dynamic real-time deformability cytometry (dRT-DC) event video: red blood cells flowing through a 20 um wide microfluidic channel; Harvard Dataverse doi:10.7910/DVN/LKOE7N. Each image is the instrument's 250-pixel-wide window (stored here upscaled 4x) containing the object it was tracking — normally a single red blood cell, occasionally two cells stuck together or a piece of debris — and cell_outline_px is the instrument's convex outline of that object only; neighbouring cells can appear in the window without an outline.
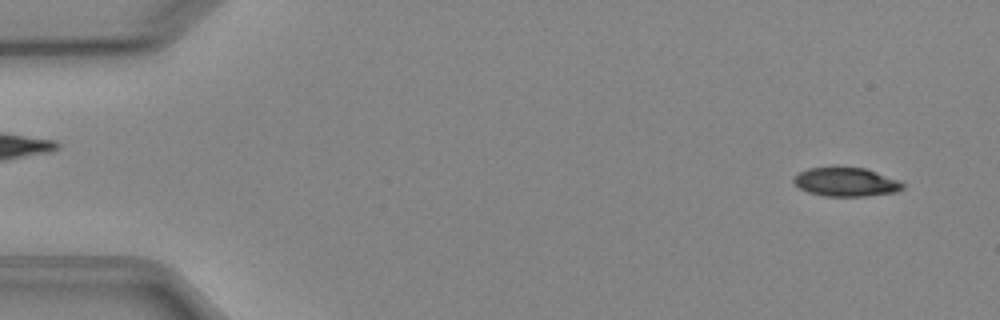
{"species": "Egyptian fruit bat (a non-hibernating species)", "species_latin": "Rousettus aegyptiacus", "temperature_condition": "cold", "stored_images_in_passage": 5, "camera_frame_rate_fps": 3000, "um_per_image_px": 0.085, "animal": {"sex": "female"}, "frame": {"image": 1, "passage_image": 1, "time_ms": 0.0, "image_size_px": [1000, 320], "cell_outline_px": [[904, 188], [896, 192], [864, 196], [828, 196], [808, 192], [800, 188], [792, 180], [800, 172], [808, 168], [864, 168], [900, 180], [904, 184]], "centroid_in_image_um": [71.94, 15.48], "position_along_channel_um": 13.1, "area_um2": 17.98}}
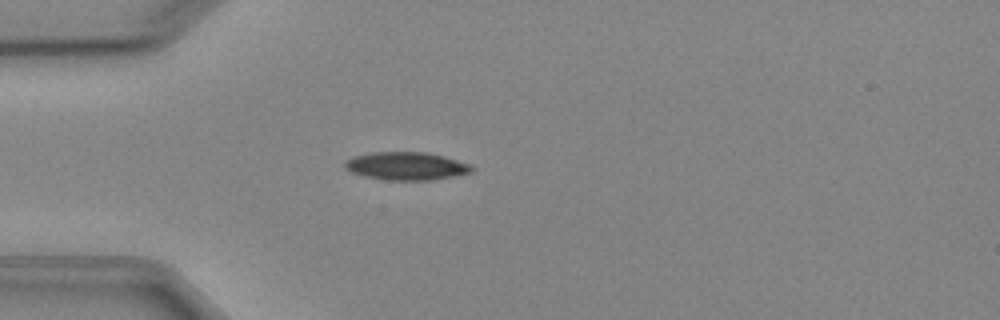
{"frame": {"image": 2, "passage_image": 4, "time_ms": 3.667, "image_size_px": [1000, 320], "cell_outline_px": [[476, 168], [472, 172], [432, 180], [388, 180], [364, 176], [352, 172], [344, 168], [344, 164], [352, 156], [372, 152], [428, 152], [444, 156], [472, 164]], "centroid_in_image_um": [34.57, 14.1], "position_along_channel_um": 50.4, "area_um2": 20.81}}